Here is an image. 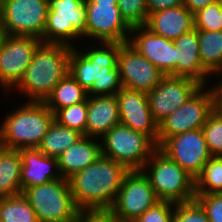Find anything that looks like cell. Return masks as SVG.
Masks as SVG:
<instances>
[{"label": "cell", "instance_id": "obj_1", "mask_svg": "<svg viewBox=\"0 0 222 222\" xmlns=\"http://www.w3.org/2000/svg\"><path fill=\"white\" fill-rule=\"evenodd\" d=\"M118 54L119 43L84 41L71 49L69 73L88 96L115 95L122 88Z\"/></svg>", "mask_w": 222, "mask_h": 222}, {"label": "cell", "instance_id": "obj_2", "mask_svg": "<svg viewBox=\"0 0 222 222\" xmlns=\"http://www.w3.org/2000/svg\"><path fill=\"white\" fill-rule=\"evenodd\" d=\"M130 170L101 155L94 163L70 177L74 202L79 210L110 209Z\"/></svg>", "mask_w": 222, "mask_h": 222}, {"label": "cell", "instance_id": "obj_3", "mask_svg": "<svg viewBox=\"0 0 222 222\" xmlns=\"http://www.w3.org/2000/svg\"><path fill=\"white\" fill-rule=\"evenodd\" d=\"M71 49L64 44L41 42L22 79L9 94L15 92L14 96L19 94L24 101H44L69 73Z\"/></svg>", "mask_w": 222, "mask_h": 222}, {"label": "cell", "instance_id": "obj_4", "mask_svg": "<svg viewBox=\"0 0 222 222\" xmlns=\"http://www.w3.org/2000/svg\"><path fill=\"white\" fill-rule=\"evenodd\" d=\"M24 102L1 119L0 146L4 148H37L54 120V113L43 101Z\"/></svg>", "mask_w": 222, "mask_h": 222}, {"label": "cell", "instance_id": "obj_5", "mask_svg": "<svg viewBox=\"0 0 222 222\" xmlns=\"http://www.w3.org/2000/svg\"><path fill=\"white\" fill-rule=\"evenodd\" d=\"M141 170L159 200L182 203L195 199V179L159 148Z\"/></svg>", "mask_w": 222, "mask_h": 222}, {"label": "cell", "instance_id": "obj_6", "mask_svg": "<svg viewBox=\"0 0 222 222\" xmlns=\"http://www.w3.org/2000/svg\"><path fill=\"white\" fill-rule=\"evenodd\" d=\"M47 6V22L41 37L42 42L76 47L79 40H85L84 0H47Z\"/></svg>", "mask_w": 222, "mask_h": 222}, {"label": "cell", "instance_id": "obj_7", "mask_svg": "<svg viewBox=\"0 0 222 222\" xmlns=\"http://www.w3.org/2000/svg\"><path fill=\"white\" fill-rule=\"evenodd\" d=\"M38 222H74L79 211L68 179L60 178L22 191Z\"/></svg>", "mask_w": 222, "mask_h": 222}, {"label": "cell", "instance_id": "obj_8", "mask_svg": "<svg viewBox=\"0 0 222 222\" xmlns=\"http://www.w3.org/2000/svg\"><path fill=\"white\" fill-rule=\"evenodd\" d=\"M100 142L103 156L124 164L129 170H141L158 148L148 135L121 123L112 127Z\"/></svg>", "mask_w": 222, "mask_h": 222}, {"label": "cell", "instance_id": "obj_9", "mask_svg": "<svg viewBox=\"0 0 222 222\" xmlns=\"http://www.w3.org/2000/svg\"><path fill=\"white\" fill-rule=\"evenodd\" d=\"M213 111L212 90L209 85L201 86L181 107L158 124L157 146L173 135L202 128Z\"/></svg>", "mask_w": 222, "mask_h": 222}, {"label": "cell", "instance_id": "obj_10", "mask_svg": "<svg viewBox=\"0 0 222 222\" xmlns=\"http://www.w3.org/2000/svg\"><path fill=\"white\" fill-rule=\"evenodd\" d=\"M47 0H0V22L6 35L41 40L47 22Z\"/></svg>", "mask_w": 222, "mask_h": 222}, {"label": "cell", "instance_id": "obj_11", "mask_svg": "<svg viewBox=\"0 0 222 222\" xmlns=\"http://www.w3.org/2000/svg\"><path fill=\"white\" fill-rule=\"evenodd\" d=\"M160 200L142 170H130L109 209L118 222H133Z\"/></svg>", "mask_w": 222, "mask_h": 222}, {"label": "cell", "instance_id": "obj_12", "mask_svg": "<svg viewBox=\"0 0 222 222\" xmlns=\"http://www.w3.org/2000/svg\"><path fill=\"white\" fill-rule=\"evenodd\" d=\"M84 2L86 7V42H91V40L92 42H128L131 27L122 18L118 3Z\"/></svg>", "mask_w": 222, "mask_h": 222}, {"label": "cell", "instance_id": "obj_13", "mask_svg": "<svg viewBox=\"0 0 222 222\" xmlns=\"http://www.w3.org/2000/svg\"><path fill=\"white\" fill-rule=\"evenodd\" d=\"M41 42L30 36H5L0 46V88L4 94H8L22 79Z\"/></svg>", "mask_w": 222, "mask_h": 222}, {"label": "cell", "instance_id": "obj_14", "mask_svg": "<svg viewBox=\"0 0 222 222\" xmlns=\"http://www.w3.org/2000/svg\"><path fill=\"white\" fill-rule=\"evenodd\" d=\"M158 148L194 179L201 174L204 165L212 157L202 128L173 135Z\"/></svg>", "mask_w": 222, "mask_h": 222}, {"label": "cell", "instance_id": "obj_15", "mask_svg": "<svg viewBox=\"0 0 222 222\" xmlns=\"http://www.w3.org/2000/svg\"><path fill=\"white\" fill-rule=\"evenodd\" d=\"M118 69L122 87L148 93L165 76L131 44L119 43Z\"/></svg>", "mask_w": 222, "mask_h": 222}, {"label": "cell", "instance_id": "obj_16", "mask_svg": "<svg viewBox=\"0 0 222 222\" xmlns=\"http://www.w3.org/2000/svg\"><path fill=\"white\" fill-rule=\"evenodd\" d=\"M200 87L195 80L165 75L159 84L147 93L153 119L159 124L181 107Z\"/></svg>", "mask_w": 222, "mask_h": 222}, {"label": "cell", "instance_id": "obj_17", "mask_svg": "<svg viewBox=\"0 0 222 222\" xmlns=\"http://www.w3.org/2000/svg\"><path fill=\"white\" fill-rule=\"evenodd\" d=\"M128 43L164 75L177 76L176 47L173 40L152 33L145 26L131 28Z\"/></svg>", "mask_w": 222, "mask_h": 222}, {"label": "cell", "instance_id": "obj_18", "mask_svg": "<svg viewBox=\"0 0 222 222\" xmlns=\"http://www.w3.org/2000/svg\"><path fill=\"white\" fill-rule=\"evenodd\" d=\"M115 96L120 123L148 135L157 144L158 123L152 117L147 93L122 87Z\"/></svg>", "mask_w": 222, "mask_h": 222}, {"label": "cell", "instance_id": "obj_19", "mask_svg": "<svg viewBox=\"0 0 222 222\" xmlns=\"http://www.w3.org/2000/svg\"><path fill=\"white\" fill-rule=\"evenodd\" d=\"M177 59V77L195 80L201 86L210 84L211 74L199 58L198 30L195 28L174 40ZM210 77V78H209Z\"/></svg>", "mask_w": 222, "mask_h": 222}, {"label": "cell", "instance_id": "obj_20", "mask_svg": "<svg viewBox=\"0 0 222 222\" xmlns=\"http://www.w3.org/2000/svg\"><path fill=\"white\" fill-rule=\"evenodd\" d=\"M19 152L22 158V191L62 178L57 158L43 154L38 148H22Z\"/></svg>", "mask_w": 222, "mask_h": 222}, {"label": "cell", "instance_id": "obj_21", "mask_svg": "<svg viewBox=\"0 0 222 222\" xmlns=\"http://www.w3.org/2000/svg\"><path fill=\"white\" fill-rule=\"evenodd\" d=\"M117 124H120V115L115 95L87 97L85 136L100 139Z\"/></svg>", "mask_w": 222, "mask_h": 222}, {"label": "cell", "instance_id": "obj_22", "mask_svg": "<svg viewBox=\"0 0 222 222\" xmlns=\"http://www.w3.org/2000/svg\"><path fill=\"white\" fill-rule=\"evenodd\" d=\"M145 27L152 33L175 40L194 29V15L184 6L150 13Z\"/></svg>", "mask_w": 222, "mask_h": 222}, {"label": "cell", "instance_id": "obj_23", "mask_svg": "<svg viewBox=\"0 0 222 222\" xmlns=\"http://www.w3.org/2000/svg\"><path fill=\"white\" fill-rule=\"evenodd\" d=\"M101 155L100 139L83 135L57 158L60 175L69 179L94 163Z\"/></svg>", "mask_w": 222, "mask_h": 222}, {"label": "cell", "instance_id": "obj_24", "mask_svg": "<svg viewBox=\"0 0 222 222\" xmlns=\"http://www.w3.org/2000/svg\"><path fill=\"white\" fill-rule=\"evenodd\" d=\"M21 170L22 158L19 150L0 146V197L22 193Z\"/></svg>", "mask_w": 222, "mask_h": 222}, {"label": "cell", "instance_id": "obj_25", "mask_svg": "<svg viewBox=\"0 0 222 222\" xmlns=\"http://www.w3.org/2000/svg\"><path fill=\"white\" fill-rule=\"evenodd\" d=\"M87 97V91L68 73L59 81L43 102L55 113L58 109L83 102Z\"/></svg>", "mask_w": 222, "mask_h": 222}, {"label": "cell", "instance_id": "obj_26", "mask_svg": "<svg viewBox=\"0 0 222 222\" xmlns=\"http://www.w3.org/2000/svg\"><path fill=\"white\" fill-rule=\"evenodd\" d=\"M82 136L79 131L59 125L53 120L37 148L47 156L58 158Z\"/></svg>", "mask_w": 222, "mask_h": 222}, {"label": "cell", "instance_id": "obj_27", "mask_svg": "<svg viewBox=\"0 0 222 222\" xmlns=\"http://www.w3.org/2000/svg\"><path fill=\"white\" fill-rule=\"evenodd\" d=\"M198 41L202 66L211 75L222 69V31L198 30Z\"/></svg>", "mask_w": 222, "mask_h": 222}, {"label": "cell", "instance_id": "obj_28", "mask_svg": "<svg viewBox=\"0 0 222 222\" xmlns=\"http://www.w3.org/2000/svg\"><path fill=\"white\" fill-rule=\"evenodd\" d=\"M0 222H38L35 211L23 193L0 197Z\"/></svg>", "mask_w": 222, "mask_h": 222}, {"label": "cell", "instance_id": "obj_29", "mask_svg": "<svg viewBox=\"0 0 222 222\" xmlns=\"http://www.w3.org/2000/svg\"><path fill=\"white\" fill-rule=\"evenodd\" d=\"M196 195L222 193V156H212L195 179Z\"/></svg>", "mask_w": 222, "mask_h": 222}, {"label": "cell", "instance_id": "obj_30", "mask_svg": "<svg viewBox=\"0 0 222 222\" xmlns=\"http://www.w3.org/2000/svg\"><path fill=\"white\" fill-rule=\"evenodd\" d=\"M54 120L64 127L74 129L85 135L87 124V99L75 105L58 109Z\"/></svg>", "mask_w": 222, "mask_h": 222}, {"label": "cell", "instance_id": "obj_31", "mask_svg": "<svg viewBox=\"0 0 222 222\" xmlns=\"http://www.w3.org/2000/svg\"><path fill=\"white\" fill-rule=\"evenodd\" d=\"M208 150L212 156H222V112L214 110L202 126Z\"/></svg>", "mask_w": 222, "mask_h": 222}, {"label": "cell", "instance_id": "obj_32", "mask_svg": "<svg viewBox=\"0 0 222 222\" xmlns=\"http://www.w3.org/2000/svg\"><path fill=\"white\" fill-rule=\"evenodd\" d=\"M194 28L200 31H222V6L219 0L194 14Z\"/></svg>", "mask_w": 222, "mask_h": 222}, {"label": "cell", "instance_id": "obj_33", "mask_svg": "<svg viewBox=\"0 0 222 222\" xmlns=\"http://www.w3.org/2000/svg\"><path fill=\"white\" fill-rule=\"evenodd\" d=\"M122 18L132 28L145 26L148 20L146 0H117Z\"/></svg>", "mask_w": 222, "mask_h": 222}, {"label": "cell", "instance_id": "obj_34", "mask_svg": "<svg viewBox=\"0 0 222 222\" xmlns=\"http://www.w3.org/2000/svg\"><path fill=\"white\" fill-rule=\"evenodd\" d=\"M173 222H209L204 209L194 199L189 202L175 203Z\"/></svg>", "mask_w": 222, "mask_h": 222}, {"label": "cell", "instance_id": "obj_35", "mask_svg": "<svg viewBox=\"0 0 222 222\" xmlns=\"http://www.w3.org/2000/svg\"><path fill=\"white\" fill-rule=\"evenodd\" d=\"M175 203L159 201L133 222H173Z\"/></svg>", "mask_w": 222, "mask_h": 222}, {"label": "cell", "instance_id": "obj_36", "mask_svg": "<svg viewBox=\"0 0 222 222\" xmlns=\"http://www.w3.org/2000/svg\"><path fill=\"white\" fill-rule=\"evenodd\" d=\"M209 222H222V193L195 195Z\"/></svg>", "mask_w": 222, "mask_h": 222}, {"label": "cell", "instance_id": "obj_37", "mask_svg": "<svg viewBox=\"0 0 222 222\" xmlns=\"http://www.w3.org/2000/svg\"><path fill=\"white\" fill-rule=\"evenodd\" d=\"M74 222H118L109 209L79 210Z\"/></svg>", "mask_w": 222, "mask_h": 222}, {"label": "cell", "instance_id": "obj_38", "mask_svg": "<svg viewBox=\"0 0 222 222\" xmlns=\"http://www.w3.org/2000/svg\"><path fill=\"white\" fill-rule=\"evenodd\" d=\"M211 76L210 82L212 83L213 81V83L209 86L214 97V110L222 112V69L217 70ZM214 78L216 79V82L215 80H212Z\"/></svg>", "mask_w": 222, "mask_h": 222}, {"label": "cell", "instance_id": "obj_39", "mask_svg": "<svg viewBox=\"0 0 222 222\" xmlns=\"http://www.w3.org/2000/svg\"><path fill=\"white\" fill-rule=\"evenodd\" d=\"M148 15L150 13L184 5V0H146Z\"/></svg>", "mask_w": 222, "mask_h": 222}, {"label": "cell", "instance_id": "obj_40", "mask_svg": "<svg viewBox=\"0 0 222 222\" xmlns=\"http://www.w3.org/2000/svg\"><path fill=\"white\" fill-rule=\"evenodd\" d=\"M216 0H184V6L194 15Z\"/></svg>", "mask_w": 222, "mask_h": 222}, {"label": "cell", "instance_id": "obj_41", "mask_svg": "<svg viewBox=\"0 0 222 222\" xmlns=\"http://www.w3.org/2000/svg\"><path fill=\"white\" fill-rule=\"evenodd\" d=\"M84 1H92L94 3H118L117 0H84Z\"/></svg>", "mask_w": 222, "mask_h": 222}, {"label": "cell", "instance_id": "obj_42", "mask_svg": "<svg viewBox=\"0 0 222 222\" xmlns=\"http://www.w3.org/2000/svg\"><path fill=\"white\" fill-rule=\"evenodd\" d=\"M5 36H6V34H5V32H4V29H3V27H2V24H1V22H0V46H1L2 41L4 40Z\"/></svg>", "mask_w": 222, "mask_h": 222}]
</instances>
